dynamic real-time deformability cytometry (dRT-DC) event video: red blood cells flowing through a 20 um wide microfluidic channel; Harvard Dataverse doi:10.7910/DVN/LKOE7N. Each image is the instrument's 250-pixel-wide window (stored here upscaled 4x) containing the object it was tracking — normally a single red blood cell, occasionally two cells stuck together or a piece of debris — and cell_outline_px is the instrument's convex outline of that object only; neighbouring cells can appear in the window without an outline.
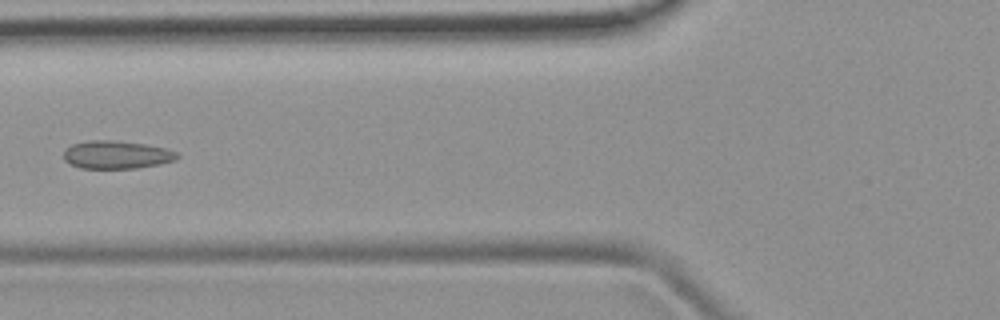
{"species": "common noctule bat (a hibernating species)", "species_latin": "Nyctalus noctula", "temperature_condition": "room temperature", "stored_images_in_passage": 7, "camera_frame_rate_fps": 3000, "um_per_image_px": 0.085, "animal": {"sex": "female", "body_mass_g": 19.9}, "frame": {"image": 1, "passage_image": 6, "time_ms": 6.0, "image_size_px": [1000, 320], "cell_outline_px": [[180, 156], [176, 160], [160, 164], [136, 168], [80, 168], [64, 160], [64, 152], [72, 144], [88, 140], [112, 140], [144, 144], [164, 148], [176, 152]], "centroid_in_image_um": [9.92, 13.15], "position_along_channel_um": 115.9, "area_um2": 18.38}}
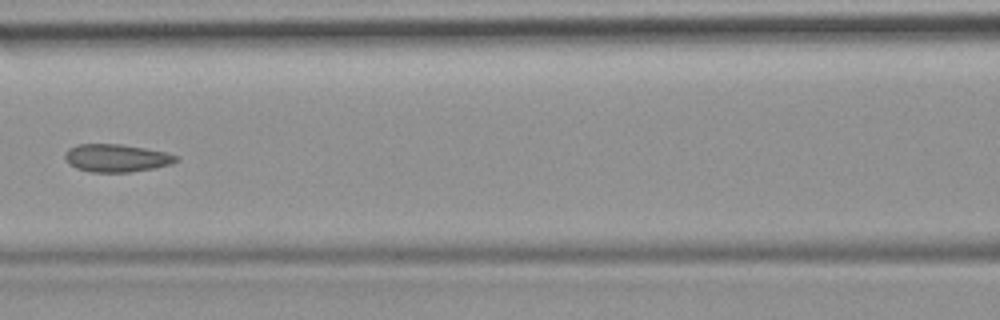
{"frame": {"image": 2, "passage_image": 7, "time_ms": 7.0, "image_size_px": [1000, 320], "cell_outline_px": [[180, 160], [172, 164], [152, 168], [128, 172], [92, 172], [76, 168], [68, 164], [64, 156], [64, 152], [68, 148], [76, 144], [120, 144], [144, 148], [164, 152], [180, 156]], "centroid_in_image_um": [9.88, 13.43], "position_along_channel_um": 156.7, "area_um2": 18.09}}